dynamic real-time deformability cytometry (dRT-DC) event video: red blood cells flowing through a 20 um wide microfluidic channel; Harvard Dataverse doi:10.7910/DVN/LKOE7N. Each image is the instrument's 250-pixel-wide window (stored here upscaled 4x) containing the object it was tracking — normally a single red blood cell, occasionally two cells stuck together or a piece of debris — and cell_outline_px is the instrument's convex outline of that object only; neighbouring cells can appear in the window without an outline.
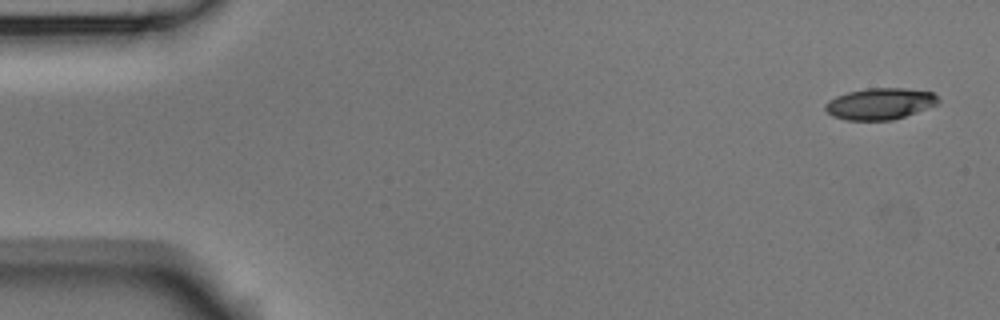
{"species": "Egyptian fruit bat (a non-hibernating species)", "species_latin": "Rousettus aegyptiacus", "temperature_condition": "room temperature", "stored_images_in_passage": 6, "camera_frame_rate_fps": 3000, "um_per_image_px": 0.085, "animal": {"sex": "male"}, "frame": {"image": 1, "passage_image": 1, "time_ms": 0.0, "image_size_px": [1000, 320], "cell_outline_px": [[940, 100], [936, 104], [916, 112], [892, 120], [848, 120], [832, 116], [824, 108], [824, 104], [828, 100], [836, 96], [848, 92], [864, 88], [904, 88], [932, 92]], "centroid_in_image_um": [74.76, 8.81], "position_along_channel_um": 10.2, "area_um2": 20.58}}
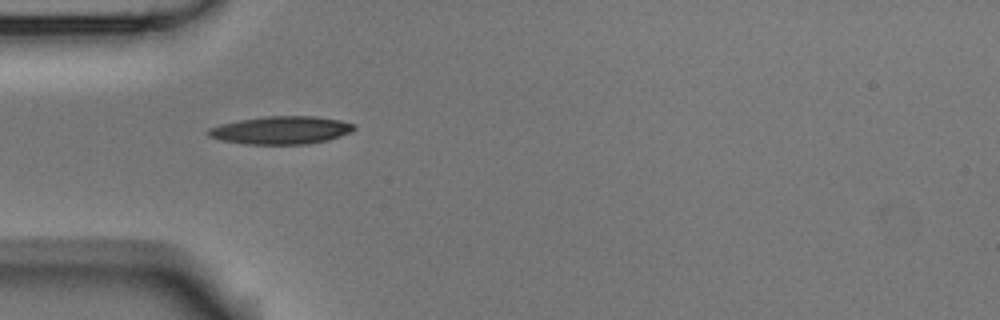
{"frame": {"image": 2, "passage_image": 5, "time_ms": 1.333, "image_size_px": [1000, 320], "cell_outline_px": [[356, 128], [352, 132], [328, 140], [308, 144], [244, 144], [220, 140], [208, 136], [204, 132], [208, 128], [220, 124], [240, 120], [264, 116], [316, 116], [340, 120], [356, 124]], "centroid_in_image_um": [23.88, 11.06], "position_along_channel_um": 61.1, "area_um2": 23.99}}
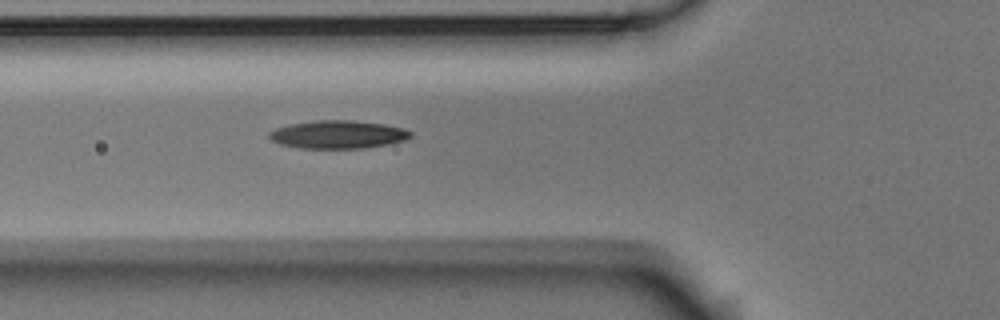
{"frame": {"image": 3, "passage_image": 6, "time_ms": 1.667, "image_size_px": [1000, 320], "cell_outline_px": [[412, 136], [404, 140], [388, 144], [364, 148], [300, 148], [280, 144], [272, 140], [268, 136], [268, 132], [276, 128], [288, 124], [316, 120], [352, 120], [384, 124], [404, 128], [412, 132]], "centroid_in_image_um": [28.72, 11.42], "position_along_channel_um": 97.1, "area_um2": 23.18}}